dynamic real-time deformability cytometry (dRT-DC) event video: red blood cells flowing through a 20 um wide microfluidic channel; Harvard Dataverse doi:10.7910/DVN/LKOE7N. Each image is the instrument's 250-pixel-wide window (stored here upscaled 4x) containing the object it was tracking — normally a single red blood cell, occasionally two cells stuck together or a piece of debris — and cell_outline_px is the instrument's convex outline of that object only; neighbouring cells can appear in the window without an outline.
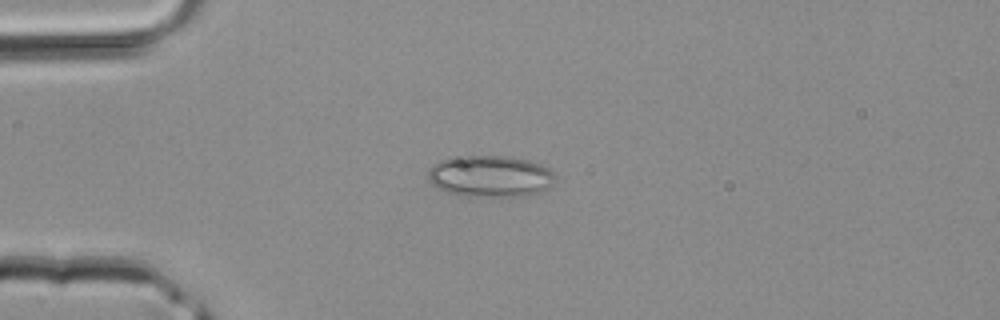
{"species": "common noctule bat (a hibernating species)", "species_latin": "Nyctalus noctula", "temperature_condition": "room temperature", "stored_images_in_passage": 40, "camera_frame_rate_fps": 3000, "um_per_image_px": 0.085, "animal": {"sex": "male", "body_mass_g": 20.4}, "frame": {"image": 1, "passage_image": 10, "time_ms": 3.0, "image_size_px": [1000, 320], "cell_outline_px": [[556, 176], [552, 188], [544, 192], [528, 196], [508, 200], [464, 196], [448, 192], [432, 184], [428, 180], [428, 168], [432, 164], [448, 156], [512, 156], [528, 160], [540, 164], [548, 168]], "centroid_in_image_um": [41.72, 15.03], "position_along_channel_um": 43.3, "area_um2": 32.37}}
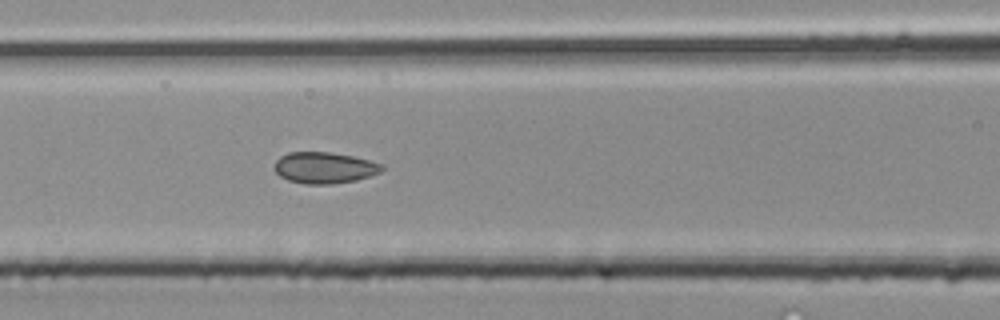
{"frame": {"image": 2, "passage_image": 17, "time_ms": 5.333, "image_size_px": [1000, 320], "cell_outline_px": [[384, 168], [380, 172], [356, 180], [332, 184], [304, 184], [288, 180], [280, 176], [276, 172], [272, 164], [280, 156], [288, 152], [332, 152], [352, 156], [384, 164]], "centroid_in_image_um": [27.54, 14.25], "position_along_channel_um": 139.1, "area_um2": 19.71}}
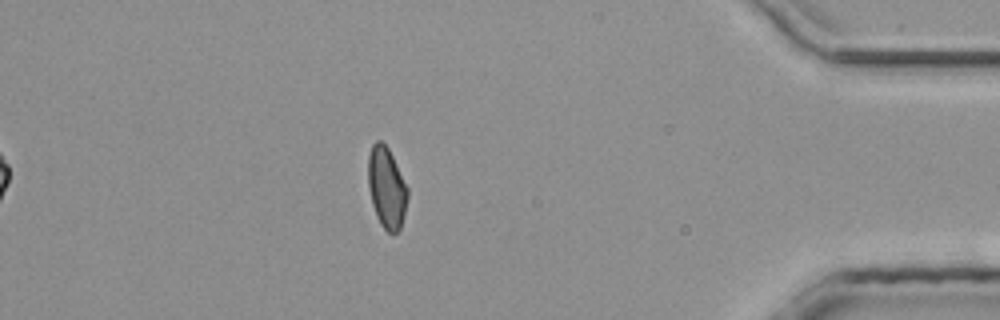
{"frame": {"image": 3, "passage_image": 35, "time_ms": 11.333, "image_size_px": [1000, 320], "cell_outline_px": [[408, 196], [404, 216], [400, 228], [396, 232], [388, 232], [380, 224], [376, 216], [372, 204], [368, 188], [368, 156], [372, 144], [376, 140], [380, 140], [388, 148], [408, 188]], "centroid_in_image_um": [32.85, 15.95], "position_along_channel_um": 402.4, "area_um2": 18.61}}